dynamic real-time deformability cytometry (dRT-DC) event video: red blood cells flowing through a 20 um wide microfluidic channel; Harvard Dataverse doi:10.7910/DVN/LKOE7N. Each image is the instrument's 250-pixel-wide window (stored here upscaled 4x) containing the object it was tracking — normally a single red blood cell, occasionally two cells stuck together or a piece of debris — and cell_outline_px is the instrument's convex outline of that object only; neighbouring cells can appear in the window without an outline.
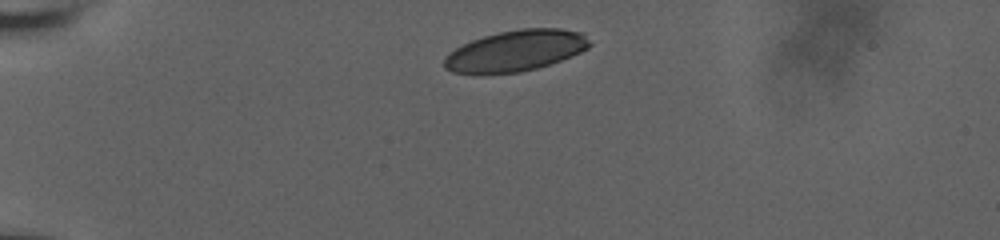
{"species": "human", "species_latin": "Homo sapiens", "temperature_condition": "room temperature", "stored_images_in_passage": 5, "camera_frame_rate_fps": 3000, "um_per_image_px": 0.085, "donor": {"sex": "male"}, "frame": {"image": 1, "passage_image": 1, "time_ms": 0.0, "image_size_px": [1000, 240], "cell_outline_px": [[592, 44], [588, 48], [572, 56], [536, 68], [520, 72], [452, 72], [444, 68], [444, 56], [448, 52], [472, 40], [484, 36], [500, 32], [520, 28], [560, 28], [584, 32]], "centroid_in_image_um": [43.88, 4.28], "position_along_channel_um": 41.1, "area_um2": 34.39}}
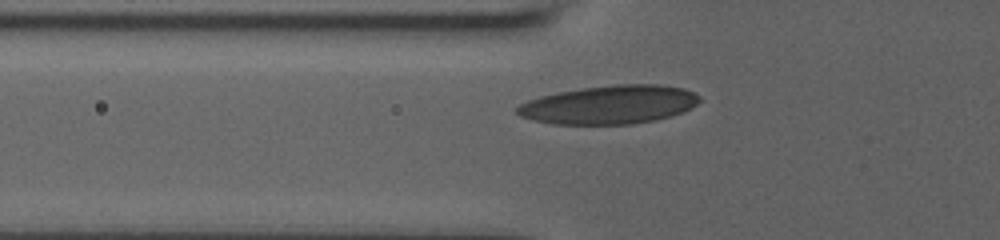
{"frame": {"image": 2, "passage_image": 4, "time_ms": 2.333, "image_size_px": [1000, 240], "cell_outline_px": [[700, 100], [692, 108], [684, 112], [672, 116], [656, 120], [632, 124], [552, 124], [532, 120], [520, 116], [516, 112], [516, 108], [520, 104], [528, 100], [540, 96], [580, 88], [616, 84], [660, 84], [684, 88], [700, 96]], "centroid_in_image_um": [51.82, 8.9], "position_along_channel_um": 74.0, "area_um2": 41.21}}
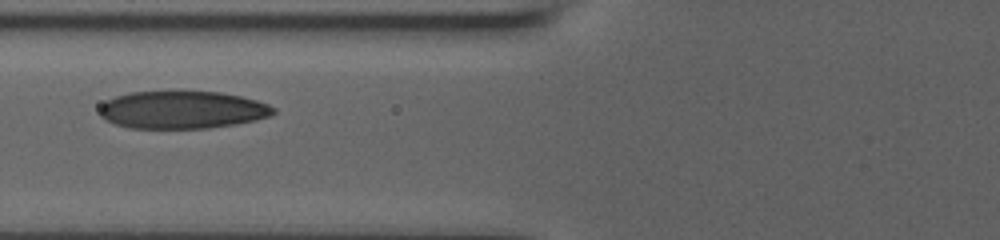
{"frame": {"image": 3, "passage_image": 5, "time_ms": 3.333, "image_size_px": [1000, 240], "cell_outline_px": [[276, 112], [272, 116], [256, 120], [208, 128], [132, 128], [116, 124], [104, 120], [100, 116], [100, 104], [116, 96], [132, 92], [220, 92], [240, 96], [256, 100], [268, 104], [276, 108]], "centroid_in_image_um": [15.51, 9.34], "position_along_channel_um": 110.3, "area_um2": 37.97}}